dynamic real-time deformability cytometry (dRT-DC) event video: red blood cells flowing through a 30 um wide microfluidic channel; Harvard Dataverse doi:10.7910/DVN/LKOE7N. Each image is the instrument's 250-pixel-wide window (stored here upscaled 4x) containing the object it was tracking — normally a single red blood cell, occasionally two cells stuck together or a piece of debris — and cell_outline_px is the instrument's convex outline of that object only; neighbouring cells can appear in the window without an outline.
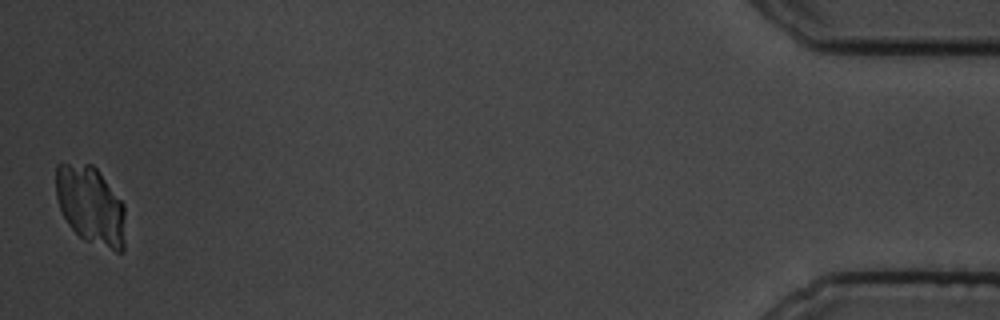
{"species": "common noctule bat (a hibernating species)", "species_latin": "Nyctalus noctula", "temperature_condition": "cold", "stored_images_in_passage": 44, "camera_frame_rate_fps": 3000, "um_per_image_px": 0.085, "animal": {"sex": "male", "body_mass_g": 19.5, "forearm_length_mm": 54.6}, "frame": {"image": 1, "passage_image": 44, "time_ms": 14.333, "image_size_px": [1000, 320], "cell_outline_px": [[124, 252], [116, 252], [84, 240], [68, 224], [60, 208], [56, 196], [56, 164], [92, 164], [100, 172], [124, 204]], "centroid_in_image_um": [7.72, 17.47], "position_along_channel_um": 427.5, "area_um2": 31.62}}